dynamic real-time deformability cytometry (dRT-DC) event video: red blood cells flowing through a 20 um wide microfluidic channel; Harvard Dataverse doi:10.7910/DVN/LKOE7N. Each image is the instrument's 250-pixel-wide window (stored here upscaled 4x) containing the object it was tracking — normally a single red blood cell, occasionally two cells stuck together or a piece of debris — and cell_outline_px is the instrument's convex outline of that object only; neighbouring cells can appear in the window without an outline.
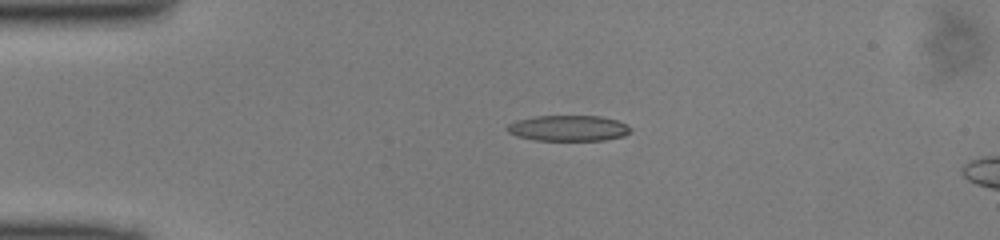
{"species": "common noctule bat (a hibernating species)", "species_latin": "Nyctalus noctula", "temperature_condition": "cold", "stored_images_in_passage": 14, "camera_frame_rate_fps": 3000, "um_per_image_px": 0.085, "animal": {"sex": "male", "body_mass_g": 13.0, "forearm_length_mm": 53.1}, "frame": {"image": 1, "passage_image": 10, "time_ms": 3.0, "image_size_px": [1000, 240], "cell_outline_px": [[632, 132], [624, 136], [604, 140], [536, 140], [516, 136], [508, 132], [508, 124], [516, 120], [536, 116], [600, 116], [616, 120], [628, 124], [632, 128]], "centroid_in_image_um": [48.36, 10.89], "position_along_channel_um": 36.6, "area_um2": 18.55}}